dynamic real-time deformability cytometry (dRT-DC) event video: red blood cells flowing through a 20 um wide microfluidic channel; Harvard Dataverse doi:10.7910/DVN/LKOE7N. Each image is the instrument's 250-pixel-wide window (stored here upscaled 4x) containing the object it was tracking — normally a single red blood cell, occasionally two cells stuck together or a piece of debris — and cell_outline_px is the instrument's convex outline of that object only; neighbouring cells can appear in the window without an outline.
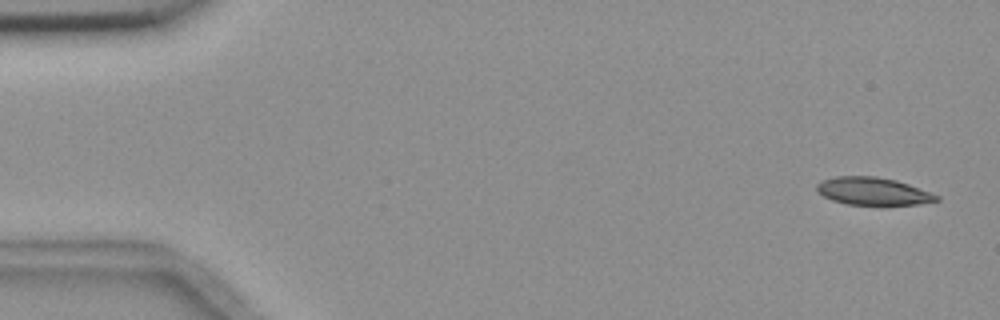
{"species": "common noctule bat (a hibernating species)", "species_latin": "Nyctalus noctula", "temperature_condition": "room temperature", "stored_images_in_passage": 9, "camera_frame_rate_fps": 3000, "um_per_image_px": 0.085, "animal": {"sex": "female", "body_mass_g": 18.4}, "frame": {"image": 1, "passage_image": 1, "time_ms": 0.0, "image_size_px": [1000, 320], "cell_outline_px": [[940, 200], [916, 204], [848, 204], [832, 200], [816, 192], [816, 184], [820, 180], [836, 176], [876, 176], [896, 180], [908, 184], [940, 196]], "centroid_in_image_um": [74.15, 16.24], "position_along_channel_um": 10.8, "area_um2": 19.13}}
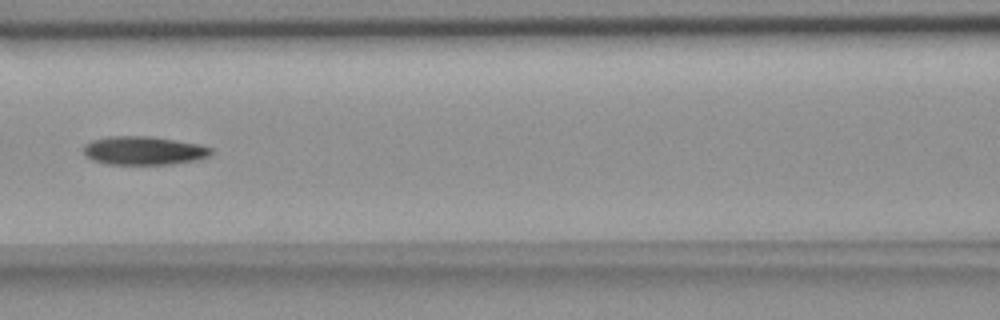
{"frame": {"image": 2, "passage_image": 6, "time_ms": 7.333, "image_size_px": [1000, 320], "cell_outline_px": [[212, 152], [208, 156], [196, 160], [168, 164], [108, 164], [92, 160], [84, 152], [84, 144], [92, 140], [108, 136], [152, 136], [200, 144], [212, 148]], "centroid_in_image_um": [12.22, 12.79], "position_along_channel_um": 154.4, "area_um2": 21.15}}
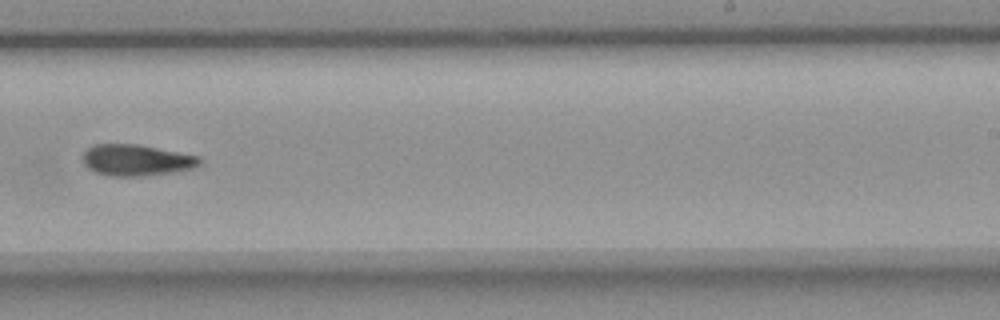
{"frame": {"image": 3, "passage_image": 9, "time_ms": 10.667, "image_size_px": [1000, 320], "cell_outline_px": [[204, 164], [196, 168], [176, 172], [144, 176], [108, 176], [96, 172], [88, 168], [84, 164], [84, 152], [88, 148], [96, 144], [136, 144], [200, 156], [204, 160]], "centroid_in_image_um": [11.69, 13.63], "position_along_channel_um": 277.3, "area_um2": 21.56}}